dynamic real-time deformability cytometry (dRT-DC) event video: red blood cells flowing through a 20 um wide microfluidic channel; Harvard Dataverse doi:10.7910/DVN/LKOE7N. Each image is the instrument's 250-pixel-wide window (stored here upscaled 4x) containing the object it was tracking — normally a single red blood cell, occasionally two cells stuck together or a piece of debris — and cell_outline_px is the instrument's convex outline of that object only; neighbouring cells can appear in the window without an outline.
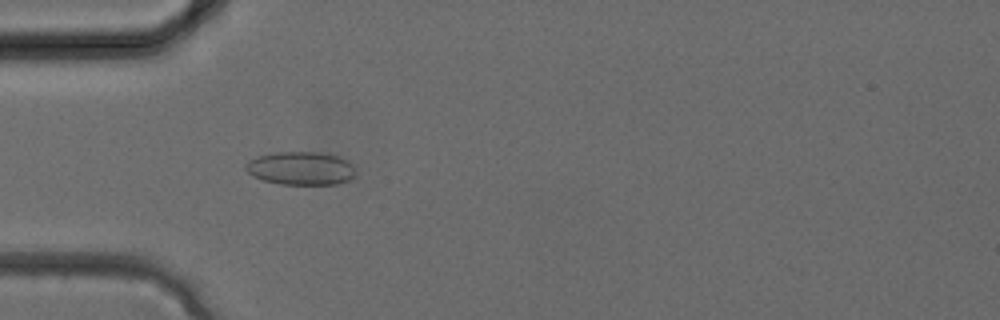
{"species": "common noctule bat (a hibernating species)", "species_latin": "Nyctalus noctula", "temperature_condition": "cold", "stored_images_in_passage": 33, "camera_frame_rate_fps": 3000, "um_per_image_px": 0.085, "animal": {"sex": "female", "body_mass_g": 24.6, "forearm_length_mm": 56.2}, "frame": {"image": 1, "passage_image": 10, "time_ms": 3.0, "image_size_px": [1000, 320], "cell_outline_px": [[356, 172], [348, 180], [336, 184], [280, 184], [264, 180], [252, 176], [244, 168], [244, 164], [248, 160], [256, 156], [276, 152], [316, 152], [340, 156], [348, 160], [352, 164]], "centroid_in_image_um": [25.54, 14.29], "position_along_channel_um": 59.5, "area_um2": 21.44}}
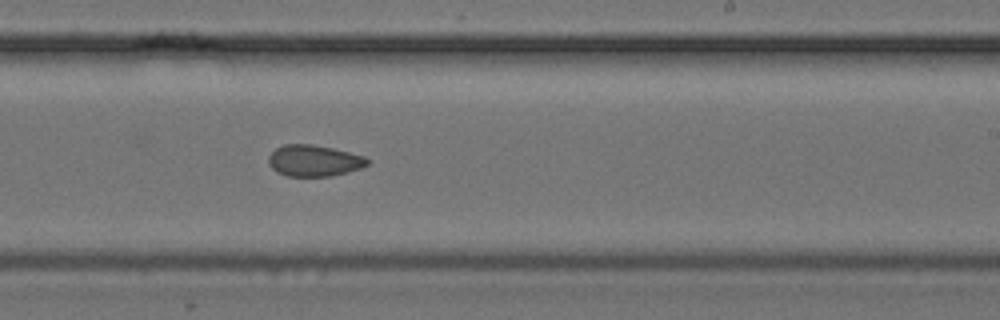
{"frame": {"image": 2, "passage_image": 20, "time_ms": 6.333, "image_size_px": [1000, 320], "cell_outline_px": [[368, 164], [360, 168], [348, 172], [332, 176], [288, 176], [276, 172], [268, 164], [268, 156], [276, 148], [284, 144], [312, 144], [332, 148], [364, 156], [368, 160]], "centroid_in_image_um": [26.66, 13.66], "position_along_channel_um": 262.3, "area_um2": 18.03}}
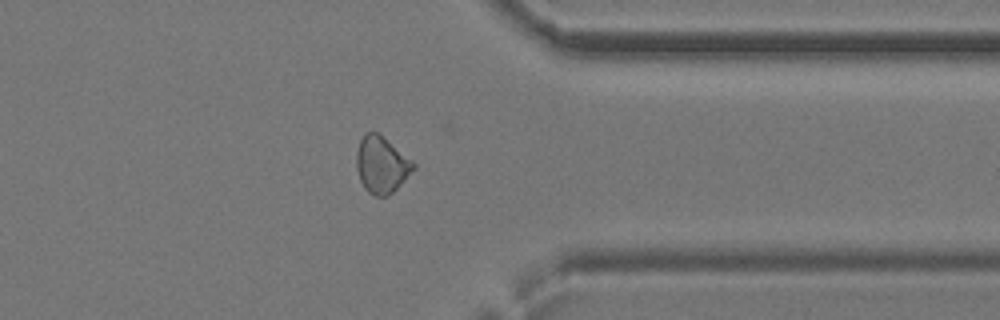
{"frame": {"image": 3, "passage_image": 26, "time_ms": 8.333, "image_size_px": [1000, 320], "cell_outline_px": [[416, 168], [388, 196], [372, 196], [364, 188], [360, 180], [356, 168], [356, 152], [360, 140], [364, 132], [376, 132], [412, 160], [416, 164]], "centroid_in_image_um": [32.41, 14.02], "position_along_channel_um": 379.0, "area_um2": 18.67}}